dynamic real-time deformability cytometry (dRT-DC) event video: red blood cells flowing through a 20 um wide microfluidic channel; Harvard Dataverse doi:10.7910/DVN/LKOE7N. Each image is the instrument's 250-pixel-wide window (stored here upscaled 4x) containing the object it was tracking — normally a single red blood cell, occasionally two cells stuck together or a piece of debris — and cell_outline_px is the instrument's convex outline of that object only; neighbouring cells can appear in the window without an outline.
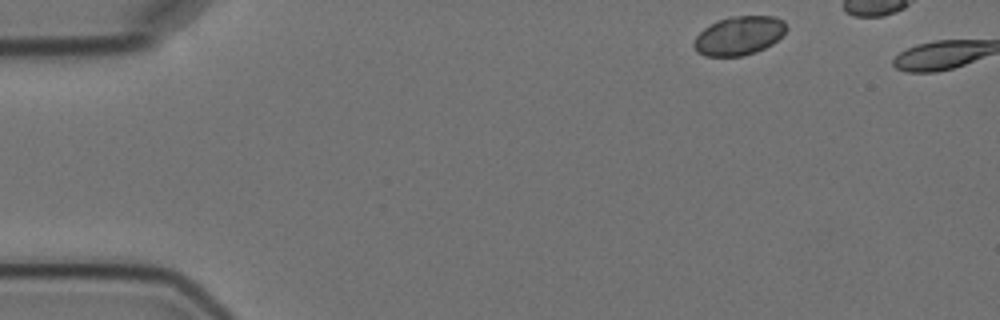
{"species": "Egyptian fruit bat (a non-hibernating species)", "species_latin": "Rousettus aegyptiacus", "temperature_condition": "cold", "stored_images_in_passage": 2, "camera_frame_rate_fps": 3000, "um_per_image_px": 0.085, "animal": {"sex": "female"}, "frame": {"image": 1, "passage_image": 1, "time_ms": 0.0, "image_size_px": [1000, 320], "cell_outline_px": [[788, 28], [772, 44], [756, 52], [740, 56], [704, 56], [696, 52], [692, 44], [696, 36], [704, 28], [728, 16], [776, 16], [784, 20]], "centroid_in_image_um": [62.81, 3.03], "position_along_channel_um": 22.2, "area_um2": 20.92}}